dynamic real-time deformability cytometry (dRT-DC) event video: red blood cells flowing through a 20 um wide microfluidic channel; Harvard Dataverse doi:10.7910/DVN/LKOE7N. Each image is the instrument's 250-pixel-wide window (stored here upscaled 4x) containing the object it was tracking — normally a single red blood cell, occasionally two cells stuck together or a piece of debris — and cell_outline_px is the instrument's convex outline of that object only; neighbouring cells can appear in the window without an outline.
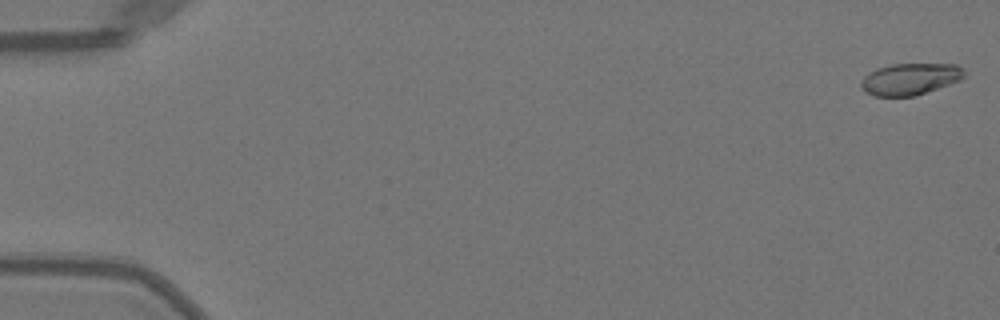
{"species": "Egyptian fruit bat (a non-hibernating species)", "species_latin": "Rousettus aegyptiacus", "temperature_condition": "warm", "stored_images_in_passage": 51, "camera_frame_rate_fps": 3000, "um_per_image_px": 0.085, "animal": {"sex": "female"}, "frame": {"image": 1, "passage_image": 1, "time_ms": 0.0, "image_size_px": [1000, 320], "cell_outline_px": [[964, 76], [960, 80], [916, 96], [872, 96], [864, 92], [860, 88], [860, 80], [864, 76], [876, 68], [892, 64], [956, 64], [964, 72]], "centroid_in_image_um": [77.29, 6.73], "position_along_channel_um": 7.7, "area_um2": 19.13}}
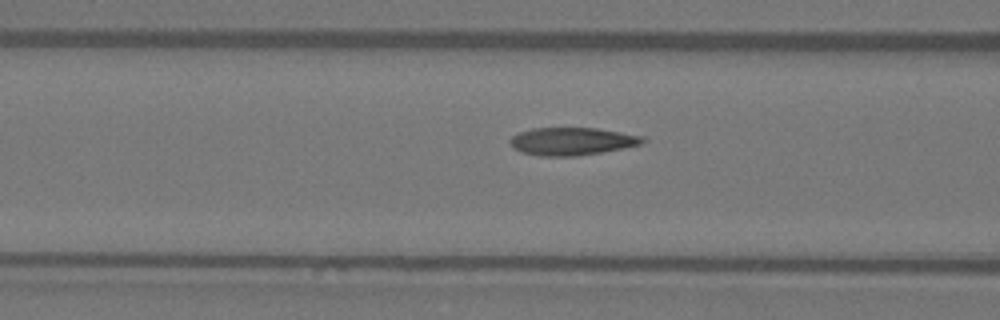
{"frame": {"image": 2, "passage_image": 21, "time_ms": 6.667, "image_size_px": [1000, 320], "cell_outline_px": [[648, 140], [640, 144], [624, 148], [576, 156], [540, 156], [524, 152], [516, 148], [508, 140], [512, 136], [520, 132], [532, 128], [596, 128], [648, 136]], "centroid_in_image_um": [48.7, 12.0], "position_along_channel_um": 117.9, "area_um2": 21.39}}
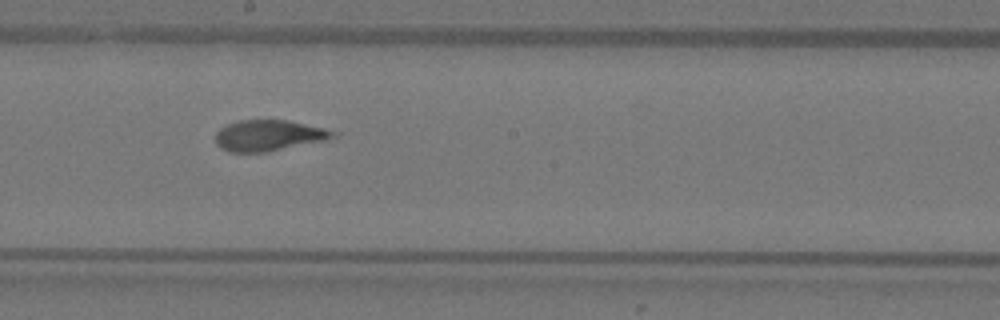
{"frame": {"image": 3, "passage_image": 29, "time_ms": 9.333, "image_size_px": [1000, 320], "cell_outline_px": [[340, 132], [336, 136], [324, 140], [268, 152], [228, 152], [220, 148], [216, 144], [216, 132], [220, 128], [228, 124], [240, 120], [288, 120], [324, 128]], "centroid_in_image_um": [22.83, 11.52], "position_along_channel_um": 225.4, "area_um2": 21.21}, "authors_computed_cell_mechanics": {"area_um2": 21.1548, "velocity_mm_per_s": 4.0201, "shape_relaxation_time_tau1_ms": 10.376, "shape_relaxation_time_tau2_ms": 1.1361, "deformation_change_tau1": 0.269, "deformation_change_tau2": 0.088}}